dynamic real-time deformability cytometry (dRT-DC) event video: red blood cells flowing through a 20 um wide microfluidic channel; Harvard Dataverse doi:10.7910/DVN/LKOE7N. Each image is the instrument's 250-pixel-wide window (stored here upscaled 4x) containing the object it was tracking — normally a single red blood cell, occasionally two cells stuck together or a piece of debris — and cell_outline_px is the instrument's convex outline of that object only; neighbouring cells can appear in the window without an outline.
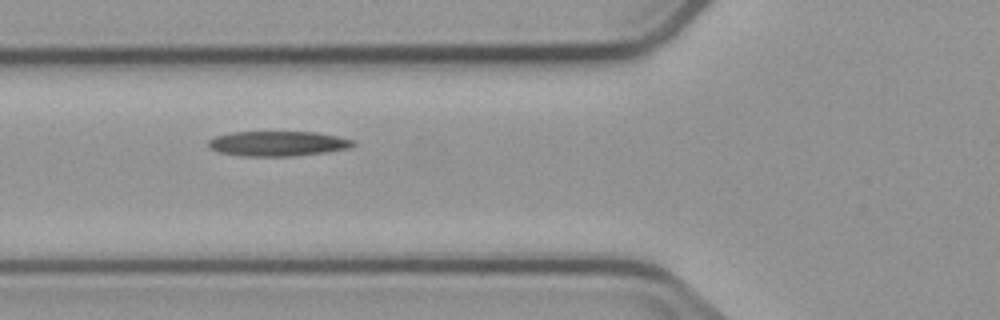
{"species": "common noctule bat (a hibernating species)", "species_latin": "Nyctalus noctula", "temperature_condition": "cold", "stored_images_in_passage": 3, "camera_frame_rate_fps": 3000, "um_per_image_px": 0.085, "animal": {"sex": "male", "body_mass_g": 23.1, "forearm_length_mm": 52.7}, "frame": {"image": 1, "passage_image": 2, "time_ms": 2.333, "image_size_px": [1000, 320], "cell_outline_px": [[356, 144], [348, 148], [328, 152], [296, 156], [244, 156], [220, 152], [212, 148], [208, 144], [208, 140], [216, 136], [232, 132], [316, 132], [356, 140]], "centroid_in_image_um": [23.66, 12.2], "position_along_channel_um": 102.1, "area_um2": 21.04}}
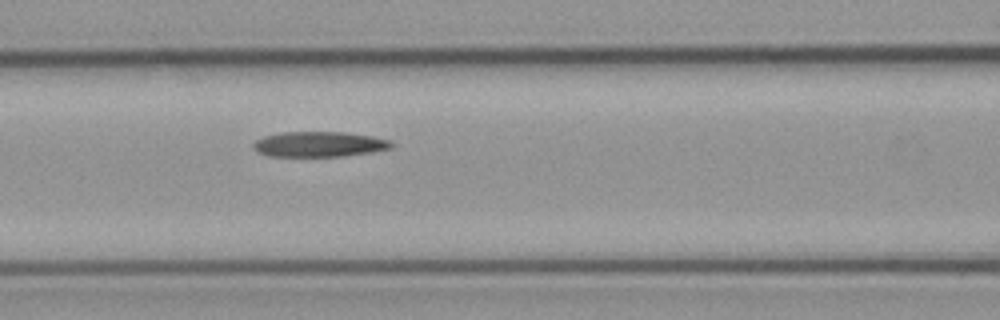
{"frame": {"image": 2, "passage_image": 3, "time_ms": 3.333, "image_size_px": [1000, 320], "cell_outline_px": [[396, 144], [392, 148], [372, 152], [344, 156], [268, 156], [260, 152], [252, 144], [256, 140], [264, 136], [280, 132], [344, 132], [372, 136], [392, 140]], "centroid_in_image_um": [27.21, 12.25], "position_along_channel_um": 139.4, "area_um2": 20.4}}